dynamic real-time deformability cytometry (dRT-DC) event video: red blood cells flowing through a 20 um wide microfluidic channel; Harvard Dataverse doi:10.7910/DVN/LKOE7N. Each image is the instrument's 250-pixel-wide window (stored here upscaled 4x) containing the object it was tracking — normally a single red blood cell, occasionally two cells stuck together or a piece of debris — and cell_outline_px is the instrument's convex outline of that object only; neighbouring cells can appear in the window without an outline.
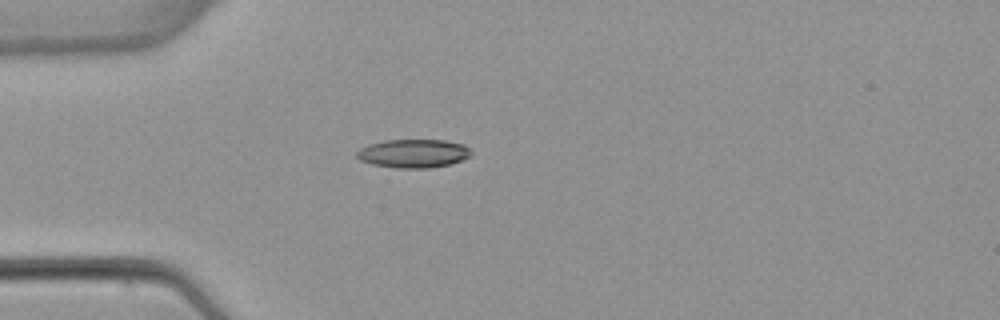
{"species": "common noctule bat (a hibernating species)", "species_latin": "Nyctalus noctula", "temperature_condition": "warm", "stored_images_in_passage": 1, "camera_frame_rate_fps": 3000, "um_per_image_px": 0.085, "animal": {"sex": "female", "body_mass_g": 22.7, "forearm_length_mm": 54.2}, "frame": {"image": 1, "passage_image": 1, "time_ms": 0.0, "image_size_px": [1000, 320], "cell_outline_px": [[472, 156], [448, 164], [428, 168], [396, 168], [372, 164], [360, 160], [356, 156], [356, 152], [360, 148], [368, 144], [384, 140], [444, 140], [464, 144], [472, 152]], "centroid_in_image_um": [35.12, 13.04], "position_along_channel_um": 49.9, "area_um2": 19.02}}